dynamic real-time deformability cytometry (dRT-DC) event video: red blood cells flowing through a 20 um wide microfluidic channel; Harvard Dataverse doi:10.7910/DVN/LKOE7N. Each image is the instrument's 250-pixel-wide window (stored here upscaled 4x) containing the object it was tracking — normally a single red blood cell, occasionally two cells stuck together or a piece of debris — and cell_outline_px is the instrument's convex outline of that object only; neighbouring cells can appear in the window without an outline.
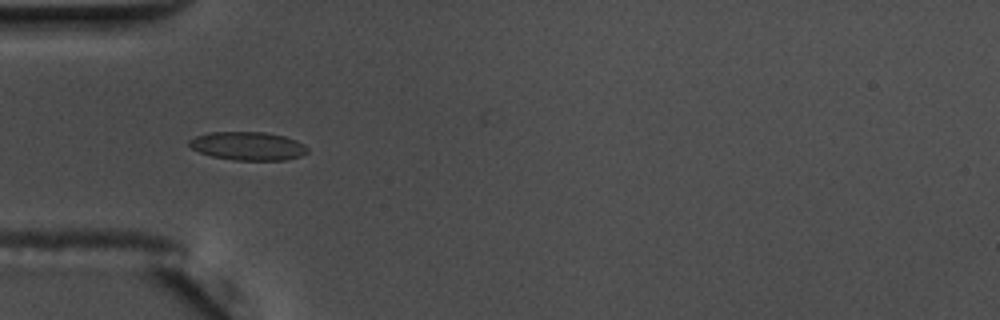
{"species": "common noctule bat (a hibernating species)", "species_latin": "Nyctalus noctula", "temperature_condition": "warm", "stored_images_in_passage": 39, "camera_frame_rate_fps": 3000, "um_per_image_px": 0.085, "animal": {"sex": "male", "body_mass_g": 17.5, "forearm_length_mm": 52.3}, "frame": {"image": 1, "passage_image": 1, "time_ms": 0.0, "image_size_px": [1000, 320], "cell_outline_px": [[308, 152], [300, 156], [284, 160], [232, 160], [212, 156], [200, 152], [192, 148], [188, 144], [188, 140], [196, 136], [208, 132], [264, 132], [284, 136], [296, 140], [304, 144], [308, 148]], "centroid_in_image_um": [21.07, 12.41], "position_along_channel_um": 63.9, "area_um2": 19.59}}
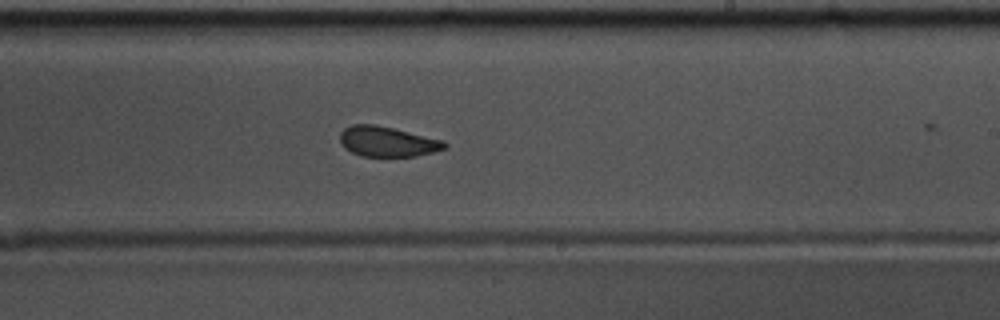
{"frame": {"image": 2, "passage_image": 17, "time_ms": 5.333, "image_size_px": [1000, 320], "cell_outline_px": [[448, 148], [416, 156], [360, 156], [344, 148], [340, 144], [340, 132], [344, 128], [352, 124], [376, 124], [444, 140], [448, 144]], "centroid_in_image_um": [32.92, 12.03], "position_along_channel_um": 256.1, "area_um2": 18.55}}
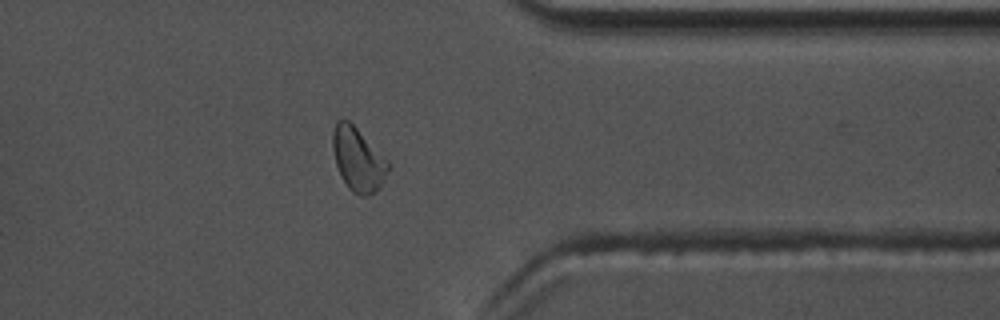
{"frame": {"image": 3, "passage_image": 28, "time_ms": 9.0, "image_size_px": [1000, 320], "cell_outline_px": [[392, 168], [380, 184], [368, 196], [360, 196], [352, 192], [348, 188], [340, 176], [336, 164], [332, 148], [332, 132], [336, 120], [348, 120], [392, 164]], "centroid_in_image_um": [30.42, 13.55], "position_along_channel_um": 381.0, "area_um2": 20.52}, "authors_computed_cell_mechanics": {"area_um2": 19.363, "velocity_mm_per_s": 3.635, "shape_relaxation_time_tau1_ms": 6.1209, "shape_relaxation_time_tau2_ms": 1.6164, "deformation_change_tau1": 0.1072, "deformation_change_tau2": 0.0758}}